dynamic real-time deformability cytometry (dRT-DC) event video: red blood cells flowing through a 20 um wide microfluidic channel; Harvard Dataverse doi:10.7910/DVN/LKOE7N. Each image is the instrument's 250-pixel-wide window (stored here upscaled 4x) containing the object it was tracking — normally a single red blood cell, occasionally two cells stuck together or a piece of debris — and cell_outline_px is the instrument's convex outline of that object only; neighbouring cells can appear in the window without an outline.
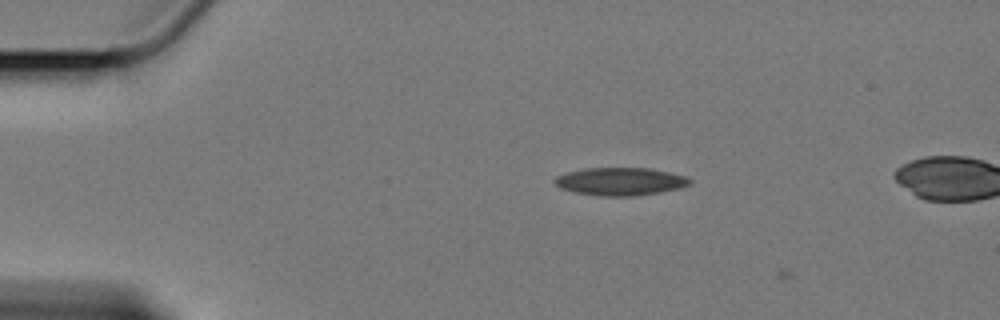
{"species": "Egyptian fruit bat (a non-hibernating species)", "species_latin": "Rousettus aegyptiacus", "temperature_condition": "cold", "stored_images_in_passage": 8, "camera_frame_rate_fps": 3000, "um_per_image_px": 0.085, "animal": {"sex": "female"}, "frame": {"image": 1, "passage_image": 4, "time_ms": 1.0, "image_size_px": [1000, 320], "cell_outline_px": [[692, 184], [680, 188], [660, 192], [632, 196], [600, 196], [572, 192], [560, 188], [552, 180], [556, 176], [564, 172], [584, 168], [648, 168], [668, 172], [684, 176], [692, 180]], "centroid_in_image_um": [52.68, 15.42], "position_along_channel_um": 32.3, "area_um2": 22.08}}